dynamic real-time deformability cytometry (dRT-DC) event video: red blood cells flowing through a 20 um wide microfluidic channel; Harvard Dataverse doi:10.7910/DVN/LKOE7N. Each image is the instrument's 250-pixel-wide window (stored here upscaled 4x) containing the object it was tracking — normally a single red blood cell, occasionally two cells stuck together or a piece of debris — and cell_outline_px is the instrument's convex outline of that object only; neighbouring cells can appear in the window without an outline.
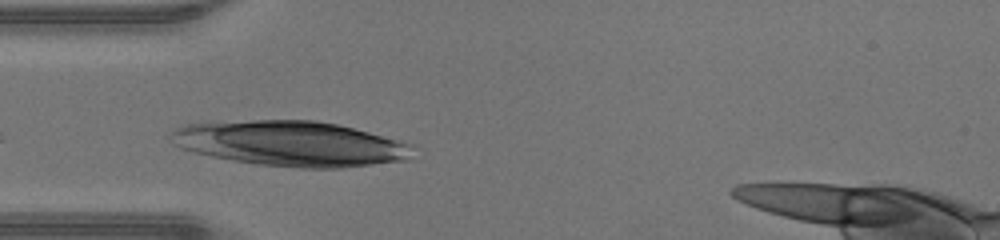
{"species": "human", "species_latin": "Homo sapiens", "temperature_condition": "warm", "stored_images_in_passage": 27, "camera_frame_rate_fps": 3000, "um_per_image_px": 0.085, "donor": {"sex": "male"}, "frame": {"image": 1, "passage_image": 1, "time_ms": 0.0, "image_size_px": [1000, 240], "cell_outline_px": [[412, 144], [404, 160], [340, 168], [300, 168], [260, 164], [232, 160], [192, 152], [180, 148], [168, 136], [176, 128], [184, 124], [252, 120], [316, 120], [336, 124], [368, 132]], "centroid_in_image_um": [24.61, 12.2], "position_along_channel_um": 60.4, "area_um2": 62.89}}
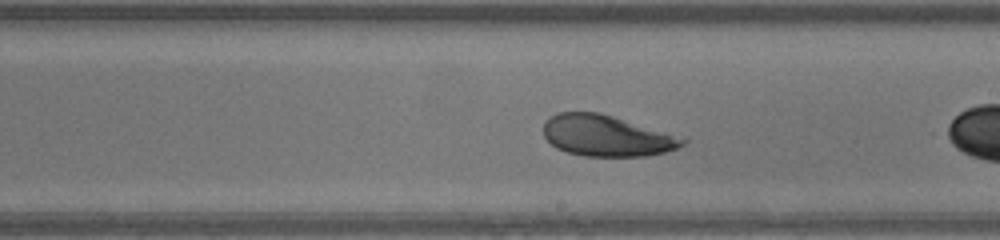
{"frame": {"image": 2, "passage_image": 11, "time_ms": 3.333, "image_size_px": [1000, 240], "cell_outline_px": [[688, 140], [684, 144], [676, 148], [664, 152], [648, 156], [584, 156], [568, 152], [556, 148], [544, 136], [544, 124], [552, 116], [560, 112], [600, 112], [688, 136]], "centroid_in_image_um": [51.68, 11.53], "position_along_channel_um": 237.3, "area_um2": 33.87}}
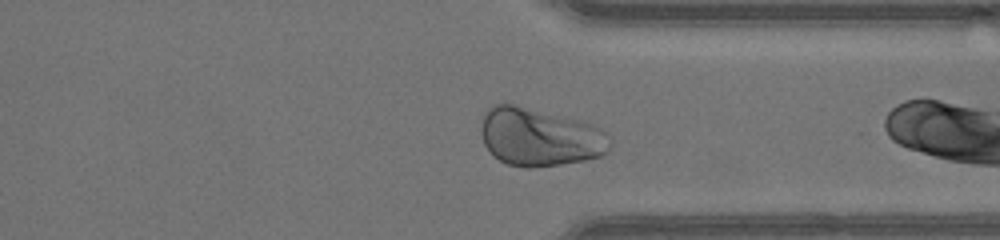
{"frame": {"image": 3, "passage_image": 20, "time_ms": 6.333, "image_size_px": [1000, 240], "cell_outline_px": [[612, 144], [608, 152], [600, 156], [584, 160], [560, 164], [528, 168], [524, 168], [508, 164], [492, 156], [484, 144], [480, 132], [480, 124], [484, 112], [492, 104], [512, 104], [580, 120], [592, 124], [600, 128], [612, 140]], "centroid_in_image_um": [45.85, 11.65], "position_along_channel_um": 365.5, "area_um2": 43.93}, "authors_computed_cell_mechanics": {"area_um2": 38.5526, "velocity_mm_per_s": 4.321, "shape_relaxation_time_tau1_ms": 1.7005, "shape_relaxation_time_tau2_ms": 1.1174, "deformation_change_tau1": 0.1681, "deformation_change_tau2": 0.0608}}